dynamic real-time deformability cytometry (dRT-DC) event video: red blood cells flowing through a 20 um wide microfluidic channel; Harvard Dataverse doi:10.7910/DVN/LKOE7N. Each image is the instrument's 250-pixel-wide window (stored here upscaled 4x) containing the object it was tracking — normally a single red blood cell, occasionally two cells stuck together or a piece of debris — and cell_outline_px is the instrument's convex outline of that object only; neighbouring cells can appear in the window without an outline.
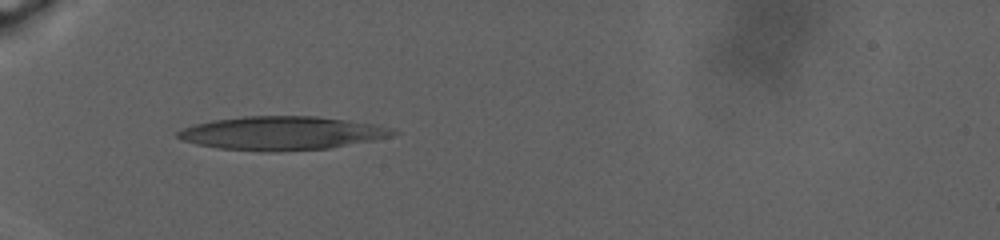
{"species": "human", "species_latin": "Homo sapiens", "temperature_condition": "warm", "stored_images_in_passage": 2, "camera_frame_rate_fps": 3000, "um_per_image_px": 0.085, "donor": {"sex": "male"}, "frame": {"image": 1, "passage_image": 1, "time_ms": 0.0, "image_size_px": [1000, 240], "cell_outline_px": [[400, 132], [392, 136], [372, 140], [328, 148], [276, 152], [260, 152], [220, 148], [196, 144], [180, 140], [176, 136], [176, 132], [184, 128], [196, 124], [212, 120], [244, 116], [316, 116], [372, 124], [396, 128]], "centroid_in_image_um": [23.94, 11.32], "position_along_channel_um": 61.1, "area_um2": 42.14}}